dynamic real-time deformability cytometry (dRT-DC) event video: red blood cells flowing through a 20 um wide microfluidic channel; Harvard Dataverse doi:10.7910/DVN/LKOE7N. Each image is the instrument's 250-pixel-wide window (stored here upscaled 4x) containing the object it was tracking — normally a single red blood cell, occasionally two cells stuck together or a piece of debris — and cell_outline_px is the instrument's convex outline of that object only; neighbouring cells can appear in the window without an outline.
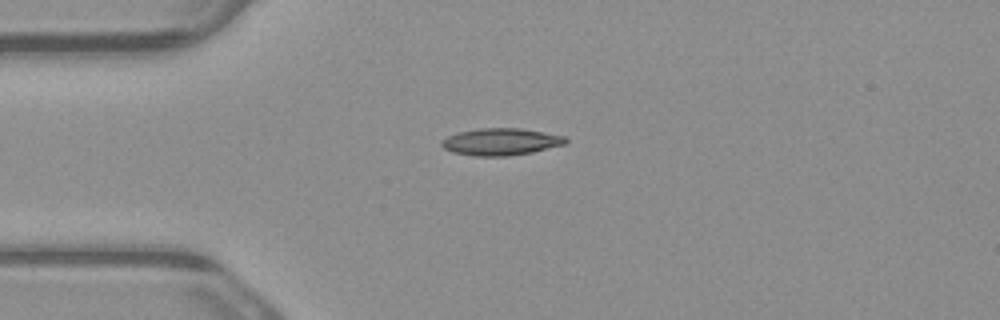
{"species": "common noctule bat (a hibernating species)", "species_latin": "Nyctalus noctula", "temperature_condition": "warm", "stored_images_in_passage": 6, "camera_frame_rate_fps": 3000, "um_per_image_px": 0.085, "animal": {"sex": "male", "body_mass_g": 23.1, "forearm_length_mm": 52.7}, "frame": {"image": 1, "passage_image": 1, "time_ms": 0.0, "image_size_px": [1000, 320], "cell_outline_px": [[568, 140], [564, 144], [532, 152], [508, 156], [472, 156], [452, 152], [444, 148], [440, 144], [440, 140], [456, 132], [480, 128], [520, 128], [568, 136]], "centroid_in_image_um": [42.55, 12.04], "position_along_channel_um": 42.5, "area_um2": 19.71}}
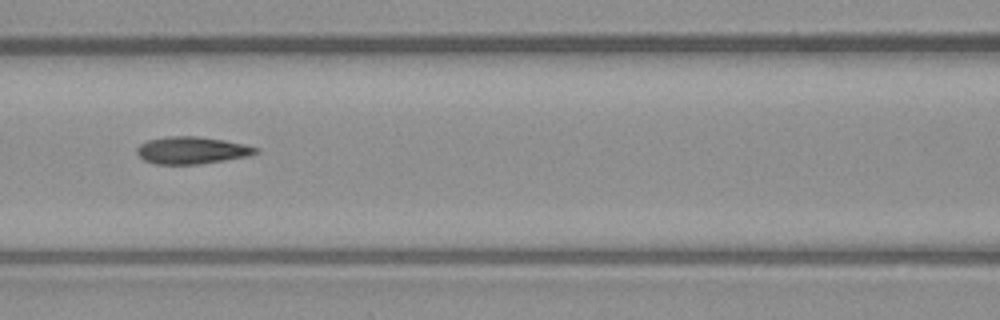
{"frame": {"image": 2, "passage_image": 4, "time_ms": 1.0, "image_size_px": [1000, 320], "cell_outline_px": [[260, 152], [248, 156], [200, 164], [156, 164], [144, 160], [136, 152], [136, 148], [140, 144], [148, 140], [168, 136], [196, 136], [224, 140], [244, 144], [260, 148]], "centroid_in_image_um": [16.32, 12.77], "position_along_channel_um": 150.3, "area_um2": 18.84}}
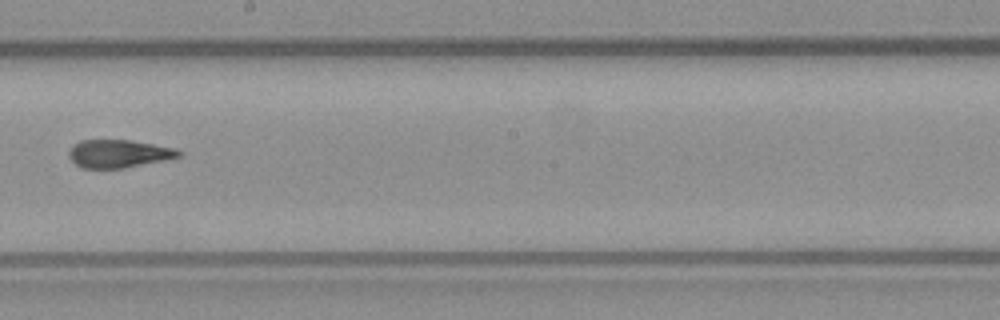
{"frame": {"image": 3, "passage_image": 6, "time_ms": 1.667, "image_size_px": [1000, 320], "cell_outline_px": [[184, 152], [180, 156], [164, 160], [124, 168], [80, 168], [68, 156], [68, 152], [80, 140], [132, 140], [176, 148]], "centroid_in_image_um": [10.11, 13.06], "position_along_channel_um": 238.1, "area_um2": 17.86}}